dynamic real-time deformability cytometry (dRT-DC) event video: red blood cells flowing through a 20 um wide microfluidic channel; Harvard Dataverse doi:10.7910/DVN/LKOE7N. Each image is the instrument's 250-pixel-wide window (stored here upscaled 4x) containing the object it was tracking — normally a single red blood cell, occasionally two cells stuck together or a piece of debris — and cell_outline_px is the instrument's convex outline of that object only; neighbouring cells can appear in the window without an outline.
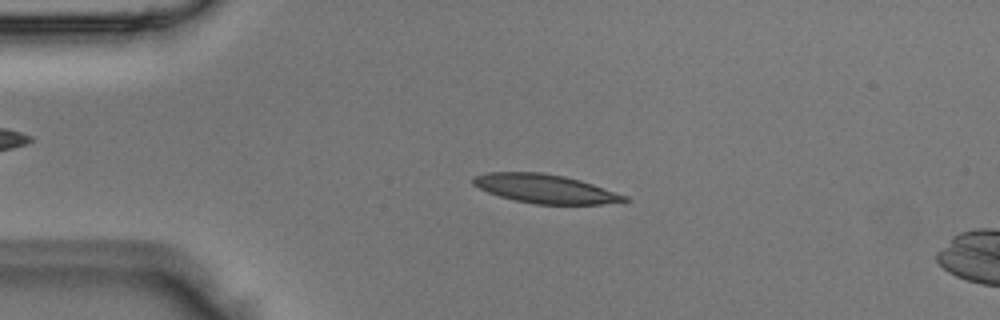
{"species": "Egyptian fruit bat (a non-hibernating species)", "species_latin": "Rousettus aegyptiacus", "temperature_condition": "room temperature", "stored_images_in_passage": 40, "camera_frame_rate_fps": 3000, "um_per_image_px": 0.085, "animal": {"sex": "male"}, "frame": {"image": 1, "passage_image": 1, "time_ms": 0.0, "image_size_px": [1000, 320], "cell_outline_px": [[632, 200], [600, 204], [536, 204], [516, 200], [500, 196], [488, 192], [472, 184], [472, 176], [488, 172], [540, 172], [564, 176], [580, 180], [628, 196]], "centroid_in_image_um": [46.33, 16.04], "position_along_channel_um": 38.7, "area_um2": 25.26}}
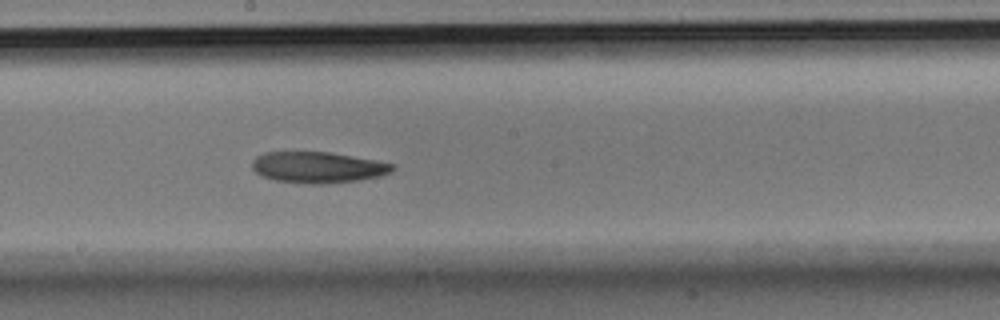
{"frame": {"image": 2, "passage_image": 17, "time_ms": 5.333, "image_size_px": [1000, 320], "cell_outline_px": [[396, 168], [392, 172], [380, 176], [360, 180], [324, 184], [308, 184], [276, 180], [264, 176], [256, 172], [252, 168], [252, 160], [256, 156], [264, 152], [328, 152], [376, 160], [396, 164]], "centroid_in_image_um": [27.06, 14.22], "position_along_channel_um": 221.1, "area_um2": 25.55}}
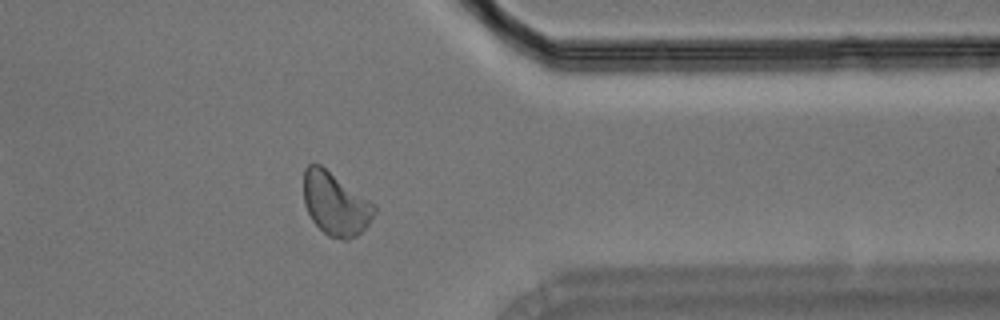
{"frame": {"image": 3, "passage_image": 30, "time_ms": 9.667, "image_size_px": [1000, 320], "cell_outline_px": [[376, 212], [368, 224], [356, 236], [348, 240], [344, 240], [328, 236], [312, 220], [304, 204], [304, 168], [308, 164], [320, 164], [368, 200], [376, 208]], "centroid_in_image_um": [28.48, 17.34], "position_along_channel_um": 382.9, "area_um2": 25.43}}